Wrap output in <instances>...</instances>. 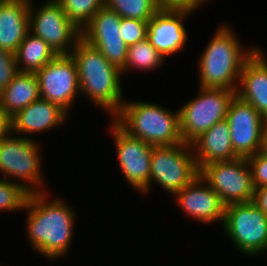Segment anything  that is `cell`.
Segmentation results:
<instances>
[{"label":"cell","mask_w":267,"mask_h":266,"mask_svg":"<svg viewBox=\"0 0 267 266\" xmlns=\"http://www.w3.org/2000/svg\"><path fill=\"white\" fill-rule=\"evenodd\" d=\"M236 92L224 88L200 87L196 98L179 111V128L183 142L191 144L215 123L226 119L229 105Z\"/></svg>","instance_id":"5"},{"label":"cell","mask_w":267,"mask_h":266,"mask_svg":"<svg viewBox=\"0 0 267 266\" xmlns=\"http://www.w3.org/2000/svg\"><path fill=\"white\" fill-rule=\"evenodd\" d=\"M162 8L167 9H189L196 11L202 4L209 0H159ZM208 1V2H207Z\"/></svg>","instance_id":"30"},{"label":"cell","mask_w":267,"mask_h":266,"mask_svg":"<svg viewBox=\"0 0 267 266\" xmlns=\"http://www.w3.org/2000/svg\"><path fill=\"white\" fill-rule=\"evenodd\" d=\"M70 55L77 66L80 93L113 118L125 101L121 85L122 71L82 37Z\"/></svg>","instance_id":"2"},{"label":"cell","mask_w":267,"mask_h":266,"mask_svg":"<svg viewBox=\"0 0 267 266\" xmlns=\"http://www.w3.org/2000/svg\"><path fill=\"white\" fill-rule=\"evenodd\" d=\"M253 202L267 216V185L254 188Z\"/></svg>","instance_id":"31"},{"label":"cell","mask_w":267,"mask_h":266,"mask_svg":"<svg viewBox=\"0 0 267 266\" xmlns=\"http://www.w3.org/2000/svg\"><path fill=\"white\" fill-rule=\"evenodd\" d=\"M39 98L36 74L19 72L0 93V106L12 118L23 108Z\"/></svg>","instance_id":"21"},{"label":"cell","mask_w":267,"mask_h":266,"mask_svg":"<svg viewBox=\"0 0 267 266\" xmlns=\"http://www.w3.org/2000/svg\"><path fill=\"white\" fill-rule=\"evenodd\" d=\"M12 132L11 117L0 106V140Z\"/></svg>","instance_id":"32"},{"label":"cell","mask_w":267,"mask_h":266,"mask_svg":"<svg viewBox=\"0 0 267 266\" xmlns=\"http://www.w3.org/2000/svg\"><path fill=\"white\" fill-rule=\"evenodd\" d=\"M105 6L121 18L149 21L161 8L159 0H105Z\"/></svg>","instance_id":"24"},{"label":"cell","mask_w":267,"mask_h":266,"mask_svg":"<svg viewBox=\"0 0 267 266\" xmlns=\"http://www.w3.org/2000/svg\"><path fill=\"white\" fill-rule=\"evenodd\" d=\"M29 31L42 38L57 54H70L82 37L80 30L56 0H47L36 10L29 3Z\"/></svg>","instance_id":"10"},{"label":"cell","mask_w":267,"mask_h":266,"mask_svg":"<svg viewBox=\"0 0 267 266\" xmlns=\"http://www.w3.org/2000/svg\"><path fill=\"white\" fill-rule=\"evenodd\" d=\"M165 58L151 45L147 37L134 45L128 46L126 64L121 70L122 75L128 69L150 71L164 64Z\"/></svg>","instance_id":"23"},{"label":"cell","mask_w":267,"mask_h":266,"mask_svg":"<svg viewBox=\"0 0 267 266\" xmlns=\"http://www.w3.org/2000/svg\"><path fill=\"white\" fill-rule=\"evenodd\" d=\"M18 182L11 179H0V210L19 211L23 209L29 197V192Z\"/></svg>","instance_id":"26"},{"label":"cell","mask_w":267,"mask_h":266,"mask_svg":"<svg viewBox=\"0 0 267 266\" xmlns=\"http://www.w3.org/2000/svg\"><path fill=\"white\" fill-rule=\"evenodd\" d=\"M148 21L121 18L120 35L127 46L134 45L147 37Z\"/></svg>","instance_id":"27"},{"label":"cell","mask_w":267,"mask_h":266,"mask_svg":"<svg viewBox=\"0 0 267 266\" xmlns=\"http://www.w3.org/2000/svg\"><path fill=\"white\" fill-rule=\"evenodd\" d=\"M110 131L113 134L120 169L127 180L139 193L150 190L152 145L140 138L129 135L113 119Z\"/></svg>","instance_id":"11"},{"label":"cell","mask_w":267,"mask_h":266,"mask_svg":"<svg viewBox=\"0 0 267 266\" xmlns=\"http://www.w3.org/2000/svg\"><path fill=\"white\" fill-rule=\"evenodd\" d=\"M262 151L267 154V122L265 124L264 130H263V146Z\"/></svg>","instance_id":"33"},{"label":"cell","mask_w":267,"mask_h":266,"mask_svg":"<svg viewBox=\"0 0 267 266\" xmlns=\"http://www.w3.org/2000/svg\"><path fill=\"white\" fill-rule=\"evenodd\" d=\"M198 175L199 169L191 144L182 142L170 146H153L150 189L152 184L157 182L173 196L189 185Z\"/></svg>","instance_id":"7"},{"label":"cell","mask_w":267,"mask_h":266,"mask_svg":"<svg viewBox=\"0 0 267 266\" xmlns=\"http://www.w3.org/2000/svg\"><path fill=\"white\" fill-rule=\"evenodd\" d=\"M121 17L108 7H102L83 28L82 38L96 47L119 70L126 64L128 46L120 35Z\"/></svg>","instance_id":"14"},{"label":"cell","mask_w":267,"mask_h":266,"mask_svg":"<svg viewBox=\"0 0 267 266\" xmlns=\"http://www.w3.org/2000/svg\"><path fill=\"white\" fill-rule=\"evenodd\" d=\"M199 175L225 206L253 201L252 171L247 158L209 163L199 169Z\"/></svg>","instance_id":"9"},{"label":"cell","mask_w":267,"mask_h":266,"mask_svg":"<svg viewBox=\"0 0 267 266\" xmlns=\"http://www.w3.org/2000/svg\"><path fill=\"white\" fill-rule=\"evenodd\" d=\"M252 171V183L254 188L267 185V154L259 151L247 158Z\"/></svg>","instance_id":"29"},{"label":"cell","mask_w":267,"mask_h":266,"mask_svg":"<svg viewBox=\"0 0 267 266\" xmlns=\"http://www.w3.org/2000/svg\"><path fill=\"white\" fill-rule=\"evenodd\" d=\"M226 120L230 126L231 143L238 157L248 158L262 151L266 120L248 102L235 95Z\"/></svg>","instance_id":"13"},{"label":"cell","mask_w":267,"mask_h":266,"mask_svg":"<svg viewBox=\"0 0 267 266\" xmlns=\"http://www.w3.org/2000/svg\"><path fill=\"white\" fill-rule=\"evenodd\" d=\"M49 193H31L26 201L29 244L49 260L66 257L73 237L75 210L62 198L50 200ZM47 197V198H46Z\"/></svg>","instance_id":"1"},{"label":"cell","mask_w":267,"mask_h":266,"mask_svg":"<svg viewBox=\"0 0 267 266\" xmlns=\"http://www.w3.org/2000/svg\"><path fill=\"white\" fill-rule=\"evenodd\" d=\"M129 135L152 146H170L183 142L179 128V111L142 101H124L112 118Z\"/></svg>","instance_id":"4"},{"label":"cell","mask_w":267,"mask_h":266,"mask_svg":"<svg viewBox=\"0 0 267 266\" xmlns=\"http://www.w3.org/2000/svg\"><path fill=\"white\" fill-rule=\"evenodd\" d=\"M198 169L213 162L238 158L231 143L230 126L226 119L215 123L192 143Z\"/></svg>","instance_id":"19"},{"label":"cell","mask_w":267,"mask_h":266,"mask_svg":"<svg viewBox=\"0 0 267 266\" xmlns=\"http://www.w3.org/2000/svg\"><path fill=\"white\" fill-rule=\"evenodd\" d=\"M58 54L42 38L30 31L15 53L19 72L36 73Z\"/></svg>","instance_id":"22"},{"label":"cell","mask_w":267,"mask_h":266,"mask_svg":"<svg viewBox=\"0 0 267 266\" xmlns=\"http://www.w3.org/2000/svg\"><path fill=\"white\" fill-rule=\"evenodd\" d=\"M192 10L161 8L149 21L147 39L164 57L171 56L187 44L188 34L183 24Z\"/></svg>","instance_id":"15"},{"label":"cell","mask_w":267,"mask_h":266,"mask_svg":"<svg viewBox=\"0 0 267 266\" xmlns=\"http://www.w3.org/2000/svg\"><path fill=\"white\" fill-rule=\"evenodd\" d=\"M68 113L59 105L39 98L11 118L12 133L36 134L61 126Z\"/></svg>","instance_id":"18"},{"label":"cell","mask_w":267,"mask_h":266,"mask_svg":"<svg viewBox=\"0 0 267 266\" xmlns=\"http://www.w3.org/2000/svg\"><path fill=\"white\" fill-rule=\"evenodd\" d=\"M257 48L245 61L236 95L251 104L267 121V59Z\"/></svg>","instance_id":"17"},{"label":"cell","mask_w":267,"mask_h":266,"mask_svg":"<svg viewBox=\"0 0 267 266\" xmlns=\"http://www.w3.org/2000/svg\"><path fill=\"white\" fill-rule=\"evenodd\" d=\"M222 226L243 254L259 256L267 252V216L253 201L226 206Z\"/></svg>","instance_id":"8"},{"label":"cell","mask_w":267,"mask_h":266,"mask_svg":"<svg viewBox=\"0 0 267 266\" xmlns=\"http://www.w3.org/2000/svg\"><path fill=\"white\" fill-rule=\"evenodd\" d=\"M30 0H0V48L15 54L29 32Z\"/></svg>","instance_id":"20"},{"label":"cell","mask_w":267,"mask_h":266,"mask_svg":"<svg viewBox=\"0 0 267 266\" xmlns=\"http://www.w3.org/2000/svg\"><path fill=\"white\" fill-rule=\"evenodd\" d=\"M41 99L59 105L67 113L80 93L77 66L70 54H58L36 73Z\"/></svg>","instance_id":"12"},{"label":"cell","mask_w":267,"mask_h":266,"mask_svg":"<svg viewBox=\"0 0 267 266\" xmlns=\"http://www.w3.org/2000/svg\"><path fill=\"white\" fill-rule=\"evenodd\" d=\"M19 73L15 54L0 48V93Z\"/></svg>","instance_id":"28"},{"label":"cell","mask_w":267,"mask_h":266,"mask_svg":"<svg viewBox=\"0 0 267 266\" xmlns=\"http://www.w3.org/2000/svg\"><path fill=\"white\" fill-rule=\"evenodd\" d=\"M68 19L80 30L92 20L94 15L105 6V0H56Z\"/></svg>","instance_id":"25"},{"label":"cell","mask_w":267,"mask_h":266,"mask_svg":"<svg viewBox=\"0 0 267 266\" xmlns=\"http://www.w3.org/2000/svg\"><path fill=\"white\" fill-rule=\"evenodd\" d=\"M14 135L11 132L0 140V172L5 179H19L30 194L43 192L40 146L31 137Z\"/></svg>","instance_id":"6"},{"label":"cell","mask_w":267,"mask_h":266,"mask_svg":"<svg viewBox=\"0 0 267 266\" xmlns=\"http://www.w3.org/2000/svg\"><path fill=\"white\" fill-rule=\"evenodd\" d=\"M256 49H244L231 27L221 25L198 59L199 87L236 92L243 65Z\"/></svg>","instance_id":"3"},{"label":"cell","mask_w":267,"mask_h":266,"mask_svg":"<svg viewBox=\"0 0 267 266\" xmlns=\"http://www.w3.org/2000/svg\"><path fill=\"white\" fill-rule=\"evenodd\" d=\"M176 203L191 218L209 224L217 220L223 224L225 205L220 196L201 178L196 177L189 185L177 192Z\"/></svg>","instance_id":"16"}]
</instances>
